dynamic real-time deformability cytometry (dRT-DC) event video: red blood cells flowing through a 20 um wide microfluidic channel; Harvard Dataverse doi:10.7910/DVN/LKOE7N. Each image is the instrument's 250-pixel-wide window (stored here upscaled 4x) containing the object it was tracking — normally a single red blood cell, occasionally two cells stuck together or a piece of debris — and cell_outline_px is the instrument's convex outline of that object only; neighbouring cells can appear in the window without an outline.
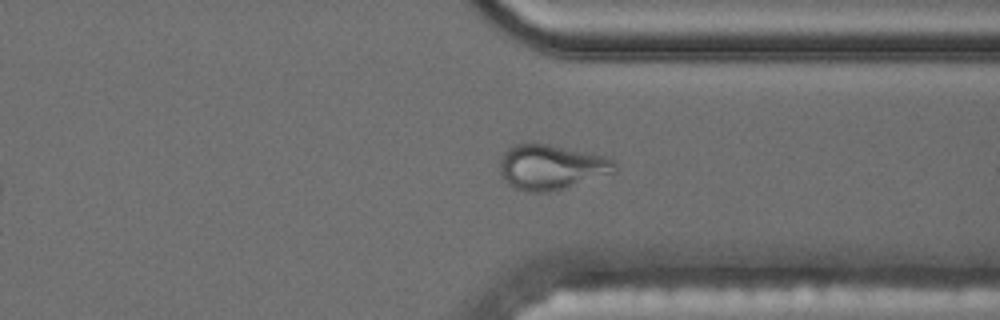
{"species": "common noctule bat (a hibernating species)", "species_latin": "Nyctalus noctula", "temperature_condition": "cold", "stored_images_in_passage": 35, "camera_frame_rate_fps": 3000, "um_per_image_px": 0.085, "animal": {"sex": "male", "body_mass_g": 17.5, "forearm_length_mm": 52.3}, "frame": {"image": 1, "passage_image": 30, "time_ms": 9.667, "image_size_px": [1000, 320], "cell_outline_px": [[620, 168], [616, 172], [564, 188], [548, 192], [528, 192], [516, 188], [508, 184], [504, 180], [500, 172], [500, 156], [512, 144], [532, 140], [592, 152], [604, 156], [612, 160]], "centroid_in_image_um": [46.84, 14.15], "position_along_channel_um": 364.6, "area_um2": 31.04}, "authors_computed_cell_mechanics": {"area_um2": 19.5942, "velocity_mm_per_s": 3.4891, "shape_relaxation_time_tau1_ms": null, "shape_relaxation_time_tau2_ms": 1.5898, "deformation_change_tau1": null, "deformation_change_tau2": 0.0892}}